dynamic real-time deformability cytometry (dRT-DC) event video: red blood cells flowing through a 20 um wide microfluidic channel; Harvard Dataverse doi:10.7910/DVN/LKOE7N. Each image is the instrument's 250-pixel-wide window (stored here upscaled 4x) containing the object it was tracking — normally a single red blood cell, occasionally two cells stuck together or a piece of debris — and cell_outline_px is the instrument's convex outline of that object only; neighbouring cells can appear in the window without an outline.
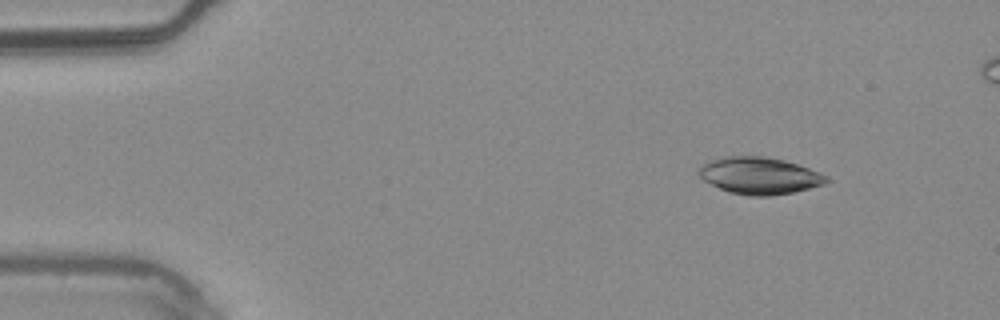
{"species": "common noctule bat (a hibernating species)", "species_latin": "Nyctalus noctula", "temperature_condition": "warm", "stored_images_in_passage": 5, "camera_frame_rate_fps": 3000, "um_per_image_px": 0.085, "animal": {"sex": "male", "body_mass_g": 20.4}, "frame": {"image": 1, "passage_image": 2, "time_ms": 0.333, "image_size_px": [1000, 320], "cell_outline_px": [[828, 180], [824, 184], [792, 192], [772, 196], [748, 196], [728, 192], [704, 180], [700, 176], [700, 168], [708, 160], [724, 156], [764, 156], [784, 160], [820, 172], [828, 176]], "centroid_in_image_um": [64.55, 14.93], "position_along_channel_um": 20.4, "area_um2": 27.28}}